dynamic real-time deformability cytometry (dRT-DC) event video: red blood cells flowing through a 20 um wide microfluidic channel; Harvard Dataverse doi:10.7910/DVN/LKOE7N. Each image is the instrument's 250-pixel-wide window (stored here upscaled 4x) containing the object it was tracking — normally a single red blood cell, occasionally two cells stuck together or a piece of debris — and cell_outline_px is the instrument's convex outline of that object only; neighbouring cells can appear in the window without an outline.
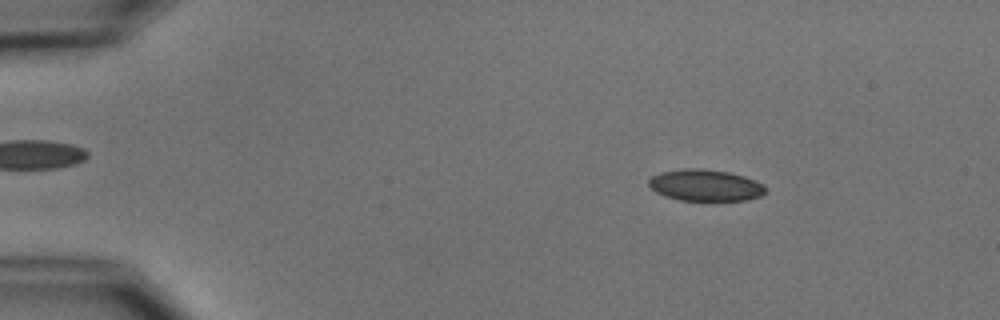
{"species": "common noctule bat (a hibernating species)", "species_latin": "Nyctalus noctula", "temperature_condition": "cold", "stored_images_in_passage": 4, "camera_frame_rate_fps": 3000, "um_per_image_px": 0.085, "animal": {"sex": "male", "body_mass_g": 15.6}, "frame": {"image": 1, "passage_image": 2, "time_ms": 1.0, "image_size_px": [1000, 320], "cell_outline_px": [[764, 192], [760, 196], [744, 200], [680, 200], [664, 196], [656, 192], [648, 184], [648, 180], [652, 176], [660, 172], [684, 168], [704, 168], [728, 172], [744, 176], [756, 180], [764, 184]], "centroid_in_image_um": [59.93, 15.73], "position_along_channel_um": 25.1, "area_um2": 21.44}}